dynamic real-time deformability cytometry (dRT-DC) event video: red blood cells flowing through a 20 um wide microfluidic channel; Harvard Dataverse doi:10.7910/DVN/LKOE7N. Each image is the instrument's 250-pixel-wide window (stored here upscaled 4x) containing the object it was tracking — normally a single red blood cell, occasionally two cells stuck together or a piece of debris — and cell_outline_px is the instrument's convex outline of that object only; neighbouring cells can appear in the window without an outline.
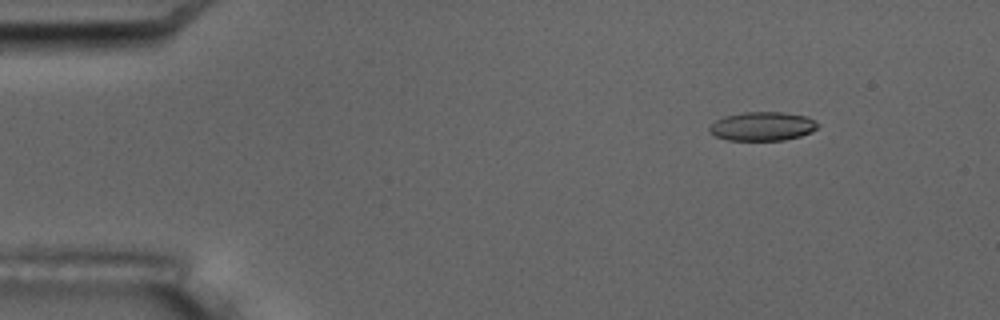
{"species": "common noctule bat (a hibernating species)", "species_latin": "Nyctalus noctula", "temperature_condition": "room temperature", "stored_images_in_passage": 4, "camera_frame_rate_fps": 3000, "um_per_image_px": 0.085, "animal": {"sex": "male", "body_mass_g": 17.5, "forearm_length_mm": 52.3}, "frame": {"image": 1, "passage_image": 2, "time_ms": 1.0, "image_size_px": [1000, 320], "cell_outline_px": [[820, 124], [812, 132], [800, 136], [784, 140], [728, 140], [716, 136], [708, 132], [708, 128], [716, 120], [724, 116], [744, 112], [780, 112], [808, 116]], "centroid_in_image_um": [64.81, 10.73], "position_along_channel_um": 20.2, "area_um2": 18.26}}